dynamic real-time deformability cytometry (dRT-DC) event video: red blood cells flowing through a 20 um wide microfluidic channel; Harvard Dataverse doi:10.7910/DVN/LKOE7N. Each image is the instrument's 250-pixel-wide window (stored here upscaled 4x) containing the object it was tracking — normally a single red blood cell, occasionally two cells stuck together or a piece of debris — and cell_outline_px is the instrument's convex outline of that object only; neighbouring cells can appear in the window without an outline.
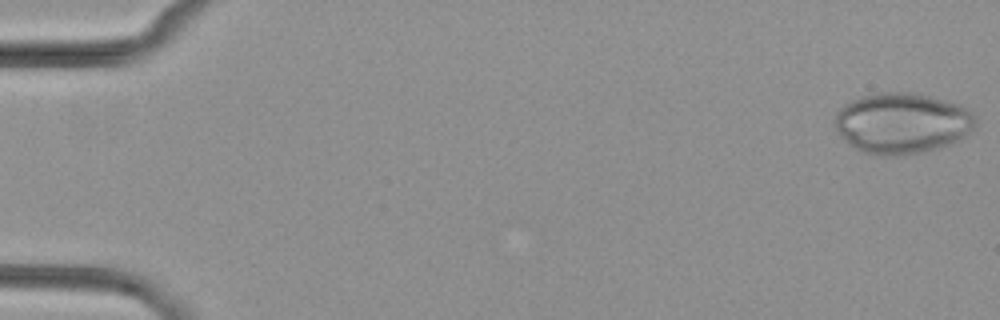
{"species": "common noctule bat (a hibernating species)", "species_latin": "Nyctalus noctula", "temperature_condition": "cold", "stored_images_in_passage": 5, "camera_frame_rate_fps": 3000, "um_per_image_px": 0.085, "animal": {"sex": "female", "body_mass_g": 29.2, "forearm_length_mm": 56.3}, "frame": {"image": 1, "passage_image": 1, "time_ms": 0.0, "image_size_px": [1000, 320], "cell_outline_px": [[976, 124], [964, 136], [948, 144], [924, 152], [904, 156], [872, 156], [860, 152], [848, 144], [836, 132], [836, 112], [844, 104], [860, 96], [884, 92], [912, 92], [960, 104], [972, 112], [976, 120]], "centroid_in_image_um": [76.63, 10.49], "position_along_channel_um": 8.4, "area_um2": 50.17}}